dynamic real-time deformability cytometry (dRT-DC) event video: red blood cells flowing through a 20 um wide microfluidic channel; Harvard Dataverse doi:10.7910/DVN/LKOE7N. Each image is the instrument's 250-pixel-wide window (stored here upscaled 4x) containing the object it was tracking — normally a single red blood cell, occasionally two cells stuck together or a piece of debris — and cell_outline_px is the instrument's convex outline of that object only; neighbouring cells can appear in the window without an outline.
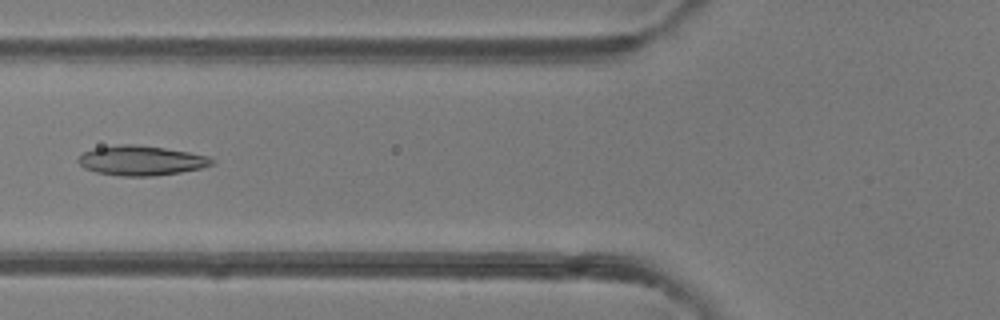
{"species": "common noctule bat (a hibernating species)", "species_latin": "Nyctalus noctula", "temperature_condition": "room temperature", "stored_images_in_passage": 45, "camera_frame_rate_fps": 3000, "um_per_image_px": 0.085, "animal": {"sex": "female"}, "frame": {"image": 1, "passage_image": 18, "time_ms": 5.667, "image_size_px": [1000, 320], "cell_outline_px": [[216, 160], [212, 164], [200, 168], [180, 172], [152, 176], [120, 176], [96, 172], [84, 168], [76, 160], [84, 152], [96, 148], [120, 144], [136, 144], [164, 148], [188, 152], [208, 156]], "centroid_in_image_um": [11.99, 13.64], "position_along_channel_um": 113.8, "area_um2": 23.0}}
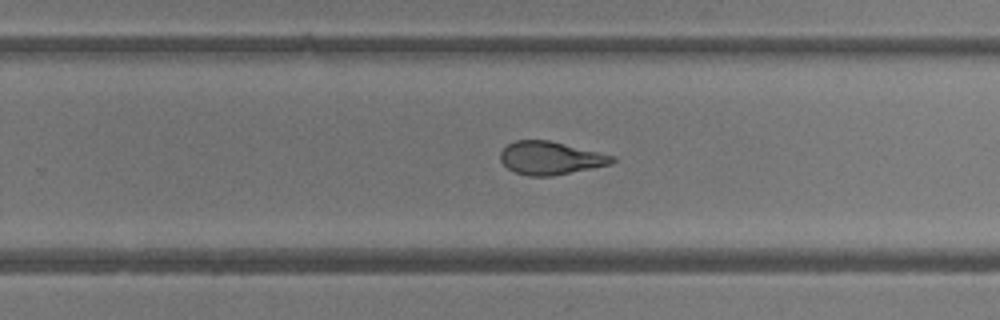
{"frame": {"image": 2, "passage_image": 30, "time_ms": 9.667, "image_size_px": [1000, 320], "cell_outline_px": [[616, 160], [612, 164], [552, 176], [528, 176], [516, 172], [508, 168], [500, 160], [500, 152], [508, 144], [516, 140], [548, 140], [616, 156]], "centroid_in_image_um": [46.8, 13.43], "position_along_channel_um": 283.0, "area_um2": 21.44}}
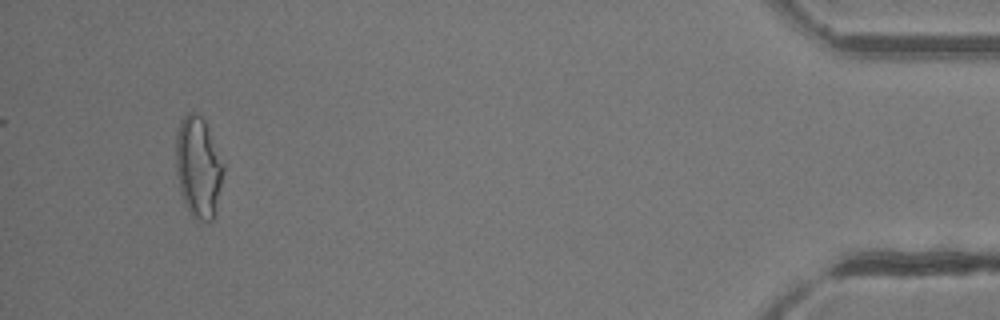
{"frame": {"image": 3, "passage_image": 45, "time_ms": 14.667, "image_size_px": [1000, 320], "cell_outline_px": [[224, 172], [212, 220], [200, 220], [192, 216], [188, 212], [184, 204], [180, 192], [176, 172], [176, 132], [180, 120], [188, 112], [192, 112], [200, 116], [204, 120], [208, 128], [224, 164]], "centroid_in_image_um": [16.83, 14.19], "position_along_channel_um": 418.4, "area_um2": 27.8}, "authors_computed_cell_mechanics": {"area_um2": 22.5998, "velocity_mm_per_s": 4.2253, "shape_relaxation_time_tau1_ms": 4.2891, "shape_relaxation_time_tau2_ms": 2.0602, "deformation_change_tau1": 0.1579, "deformation_change_tau2": 0.0924}}